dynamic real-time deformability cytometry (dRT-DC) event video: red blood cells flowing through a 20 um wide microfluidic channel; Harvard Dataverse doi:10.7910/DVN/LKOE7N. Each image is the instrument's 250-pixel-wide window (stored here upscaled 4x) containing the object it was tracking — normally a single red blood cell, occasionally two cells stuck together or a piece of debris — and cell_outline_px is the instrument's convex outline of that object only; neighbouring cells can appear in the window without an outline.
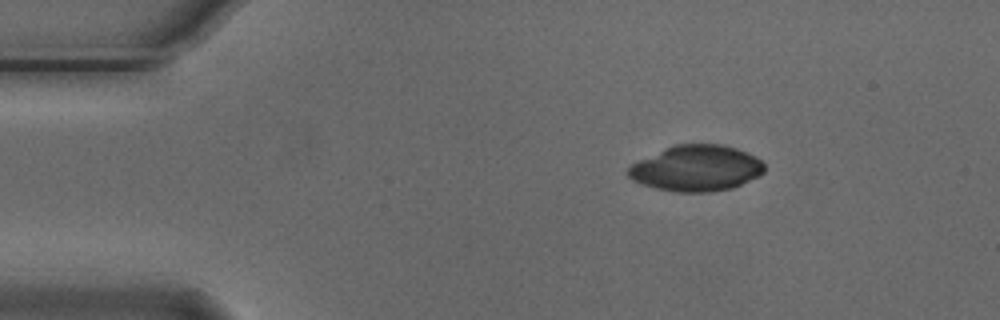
{"species": "Egyptian fruit bat (a non-hibernating species)", "species_latin": "Rousettus aegyptiacus", "temperature_condition": "cold", "stored_images_in_passage": 4, "segment_of_instrument_passage": [1, 2], "camera_frame_rate_fps": 3000, "um_per_image_px": 0.085, "animal": {"sex": "male"}, "frame": {"image": 1, "passage_image": 1, "time_ms": 0.0, "image_size_px": [1000, 320], "cell_outline_px": [[764, 172], [760, 176], [732, 188], [712, 192], [676, 192], [656, 188], [640, 184], [632, 180], [628, 176], [628, 168], [632, 164], [640, 160], [676, 144], [720, 144], [736, 148], [748, 152], [756, 156], [764, 164]], "centroid_in_image_um": [59.22, 14.31], "position_along_channel_um": 25.8, "area_um2": 36.36}}